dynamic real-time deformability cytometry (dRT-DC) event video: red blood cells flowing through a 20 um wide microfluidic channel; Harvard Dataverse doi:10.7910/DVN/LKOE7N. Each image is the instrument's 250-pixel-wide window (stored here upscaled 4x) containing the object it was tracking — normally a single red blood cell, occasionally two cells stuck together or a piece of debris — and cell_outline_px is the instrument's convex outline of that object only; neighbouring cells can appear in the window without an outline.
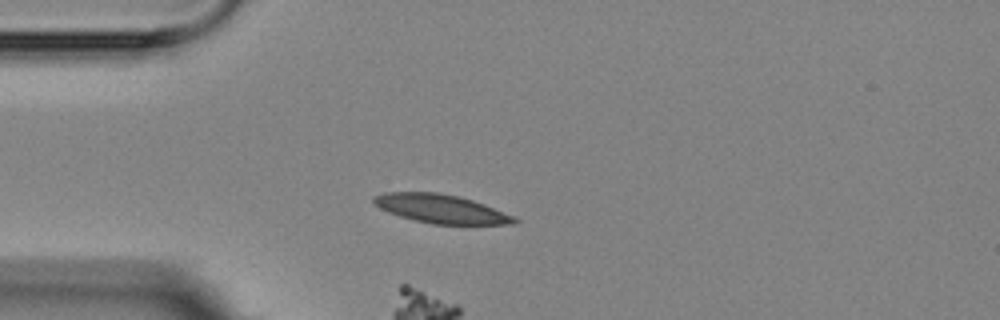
{"species": "Egyptian fruit bat (a non-hibernating species)", "species_latin": "Rousettus aegyptiacus", "temperature_condition": "room temperature", "stored_images_in_passage": 3, "camera_frame_rate_fps": 3000, "um_per_image_px": 0.085, "animal": {"sex": "female"}, "frame": {"image": 1, "passage_image": 1, "time_ms": 0.0, "image_size_px": [1000, 320], "cell_outline_px": [[520, 220], [516, 224], [432, 224], [400, 216], [388, 212], [380, 208], [372, 200], [372, 196], [384, 192], [440, 192], [472, 200], [484, 204], [516, 216]], "centroid_in_image_um": [37.51, 17.74], "position_along_channel_um": 47.5, "area_um2": 23.52}}